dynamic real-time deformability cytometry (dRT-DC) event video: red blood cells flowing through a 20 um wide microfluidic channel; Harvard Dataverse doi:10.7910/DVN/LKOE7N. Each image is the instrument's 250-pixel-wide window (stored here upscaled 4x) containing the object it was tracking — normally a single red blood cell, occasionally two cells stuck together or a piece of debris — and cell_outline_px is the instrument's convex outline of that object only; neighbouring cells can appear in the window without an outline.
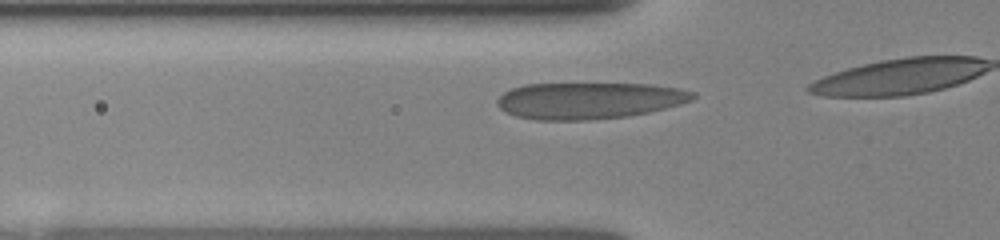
{"species": "human", "species_latin": "Homo sapiens", "temperature_condition": "room temperature", "stored_images_in_passage": 11, "camera_frame_rate_fps": 3000, "um_per_image_px": 0.085, "donor": {"sex": "female"}, "frame": {"image": 1, "passage_image": 8, "time_ms": 2.333, "image_size_px": [1000, 240], "cell_outline_px": [[696, 96], [692, 100], [680, 104], [648, 112], [628, 116], [588, 120], [536, 120], [516, 116], [504, 112], [496, 104], [496, 100], [504, 92], [512, 88], [524, 84], [652, 84], [676, 88], [696, 92]], "centroid_in_image_um": [50.04, 8.55], "position_along_channel_um": 75.8, "area_um2": 41.67}}
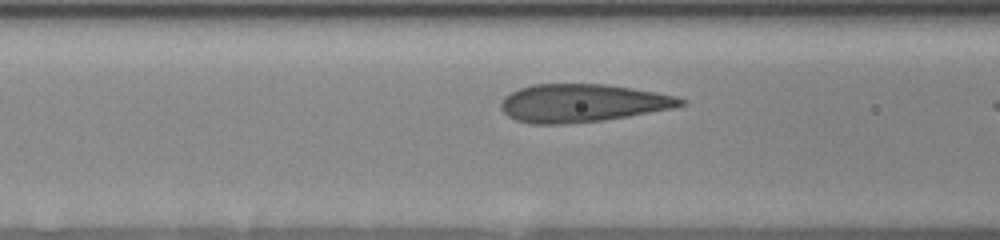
{"frame": {"image": 2, "passage_image": 10, "time_ms": 3.333, "image_size_px": [1000, 240], "cell_outline_px": [[688, 104], [672, 108], [628, 116], [604, 120], [568, 124], [532, 124], [516, 120], [508, 116], [500, 108], [500, 104], [504, 96], [520, 88], [532, 84], [604, 84], [632, 88], [656, 92], [676, 96], [688, 100]], "centroid_in_image_um": [49.5, 8.76], "position_along_channel_um": 117.1, "area_um2": 39.94}}